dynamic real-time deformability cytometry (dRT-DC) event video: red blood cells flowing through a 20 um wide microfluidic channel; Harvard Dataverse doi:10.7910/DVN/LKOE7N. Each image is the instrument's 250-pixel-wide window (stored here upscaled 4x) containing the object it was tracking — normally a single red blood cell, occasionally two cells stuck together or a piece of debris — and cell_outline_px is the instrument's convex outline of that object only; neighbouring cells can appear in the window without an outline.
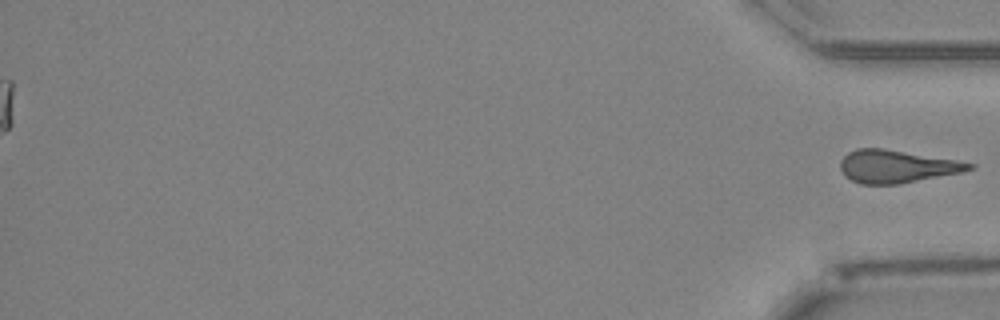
{"species": "Egyptian fruit bat (a non-hibernating species)", "species_latin": "Rousettus aegyptiacus", "temperature_condition": "cold", "stored_images_in_passage": 53, "segment_of_instrument_passage": [2, 2], "camera_frame_rate_fps": 3000, "um_per_image_px": 0.085, "animal": {"sex": "female"}, "frame": {"image": 1, "passage_image": 53, "time_ms": 17.333, "image_size_px": [1000, 320], "cell_outline_px": [[976, 168], [964, 172], [900, 184], [860, 184], [844, 176], [840, 168], [840, 160], [848, 152], [856, 148], [884, 148], [956, 160], [976, 164]], "centroid_in_image_um": [76.23, 14.15], "position_along_channel_um": 359.0, "area_um2": 24.85}}